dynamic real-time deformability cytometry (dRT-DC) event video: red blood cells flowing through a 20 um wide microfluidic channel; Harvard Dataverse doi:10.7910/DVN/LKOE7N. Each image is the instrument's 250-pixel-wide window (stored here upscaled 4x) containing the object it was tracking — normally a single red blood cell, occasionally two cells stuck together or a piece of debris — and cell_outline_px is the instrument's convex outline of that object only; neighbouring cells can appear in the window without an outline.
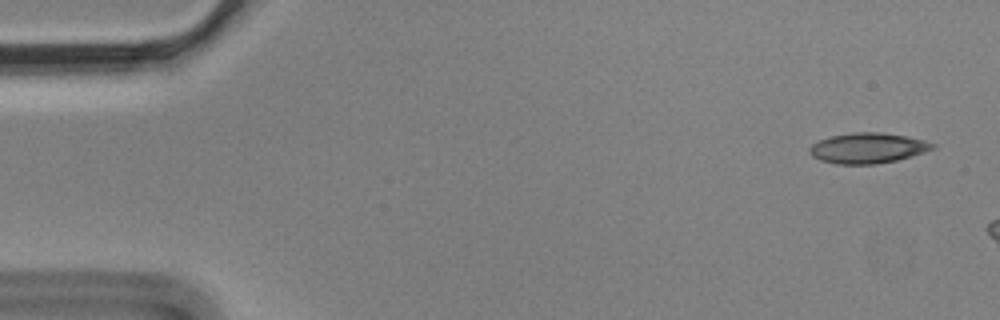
{"species": "Egyptian fruit bat (a non-hibernating species)", "species_latin": "Rousettus aegyptiacus", "temperature_condition": "cold", "stored_images_in_passage": 3, "camera_frame_rate_fps": 3000, "um_per_image_px": 0.085, "animal": {"sex": "male"}, "frame": {"image": 1, "passage_image": 1, "time_ms": 0.0, "image_size_px": [1000, 320], "cell_outline_px": [[936, 148], [912, 156], [896, 160], [876, 164], [836, 164], [820, 160], [812, 156], [808, 152], [808, 148], [812, 144], [820, 140], [832, 136], [852, 132], [880, 132], [904, 136], [924, 140], [936, 144]], "centroid_in_image_um": [73.75, 12.59], "position_along_channel_um": 11.3, "area_um2": 21.79}}